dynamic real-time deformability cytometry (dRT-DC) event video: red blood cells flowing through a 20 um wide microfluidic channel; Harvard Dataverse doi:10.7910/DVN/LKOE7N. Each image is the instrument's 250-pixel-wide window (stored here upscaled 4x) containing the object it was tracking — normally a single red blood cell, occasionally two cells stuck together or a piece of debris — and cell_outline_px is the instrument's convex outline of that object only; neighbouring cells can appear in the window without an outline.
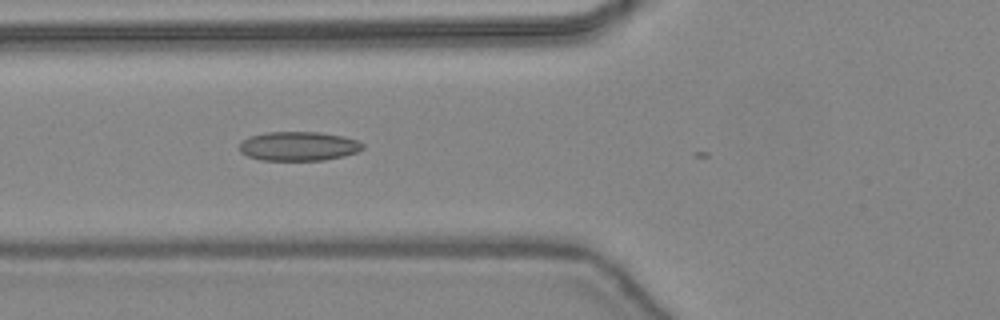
{"species": "common noctule bat (a hibernating species)", "species_latin": "Nyctalus noctula", "temperature_condition": "warm", "stored_images_in_passage": 8, "camera_frame_rate_fps": 3000, "um_per_image_px": 0.085, "animal": {"sex": "female", "body_mass_g": 24.6, "forearm_length_mm": 56.2}, "frame": {"image": 1, "passage_image": 3, "time_ms": 0.667, "image_size_px": [1000, 320], "cell_outline_px": [[364, 148], [356, 152], [344, 156], [324, 160], [260, 160], [248, 156], [240, 152], [240, 144], [244, 140], [252, 136], [268, 132], [320, 132], [344, 136], [356, 140], [364, 144]], "centroid_in_image_um": [25.41, 12.43], "position_along_channel_um": 100.4, "area_um2": 20.87}}
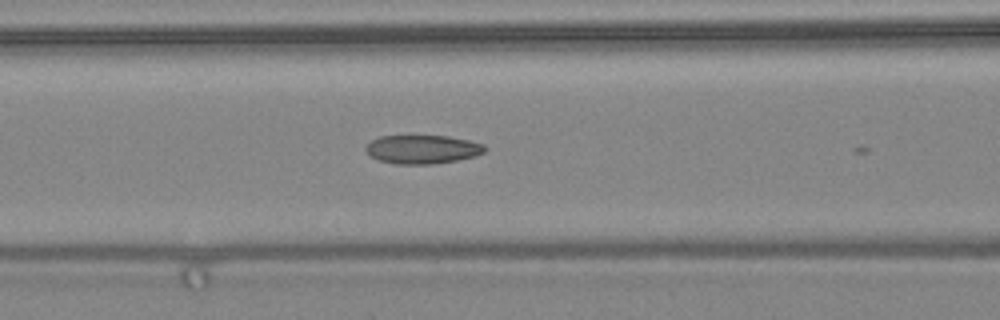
{"frame": {"image": 2, "passage_image": 5, "time_ms": 1.333, "image_size_px": [1000, 320], "cell_outline_px": [[488, 148], [484, 152], [476, 156], [456, 160], [432, 164], [396, 164], [376, 160], [368, 156], [364, 148], [372, 140], [380, 136], [448, 136], [468, 140], [484, 144]], "centroid_in_image_um": [35.89, 12.7], "position_along_channel_um": 130.7, "area_um2": 20.06}}
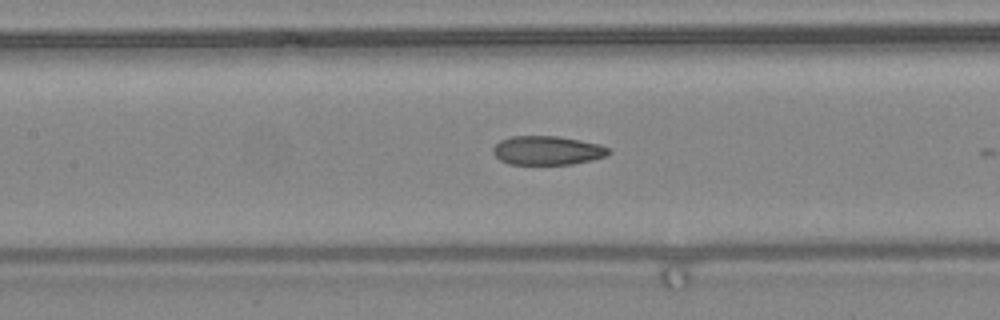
{"frame": {"image": 3, "passage_image": 7, "time_ms": 2.0, "image_size_px": [1000, 320], "cell_outline_px": [[612, 152], [608, 156], [592, 160], [572, 164], [508, 164], [500, 160], [492, 152], [492, 148], [500, 140], [512, 136], [556, 136], [580, 140], [600, 144], [608, 148]], "centroid_in_image_um": [46.54, 12.79], "position_along_channel_um": 160.9, "area_um2": 19.59}}